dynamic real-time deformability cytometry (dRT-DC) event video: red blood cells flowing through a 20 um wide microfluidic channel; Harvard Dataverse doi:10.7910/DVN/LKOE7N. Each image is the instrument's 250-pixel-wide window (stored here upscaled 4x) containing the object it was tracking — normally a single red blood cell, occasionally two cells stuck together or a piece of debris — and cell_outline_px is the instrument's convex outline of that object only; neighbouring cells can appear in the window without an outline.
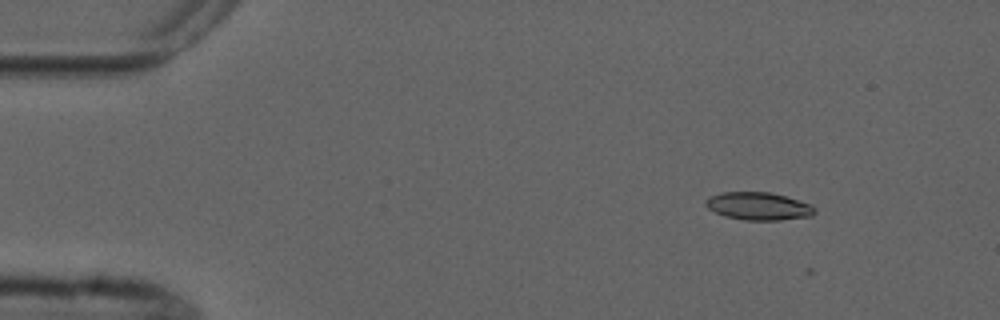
{"species": "common noctule bat (a hibernating species)", "species_latin": "Nyctalus noctula", "temperature_condition": "cold", "stored_images_in_passage": 5, "camera_frame_rate_fps": 3000, "um_per_image_px": 0.085, "animal": {"sex": "male", "forearm_length_mm": 52.5}, "frame": {"image": 1, "passage_image": 2, "time_ms": 1.333, "image_size_px": [1000, 320], "cell_outline_px": [[816, 212], [812, 216], [780, 220], [744, 220], [724, 216], [708, 208], [704, 204], [704, 200], [720, 192], [768, 192], [784, 196], [812, 204], [816, 208]], "centroid_in_image_um": [64.48, 17.53], "position_along_channel_um": 20.5, "area_um2": 17.69}}
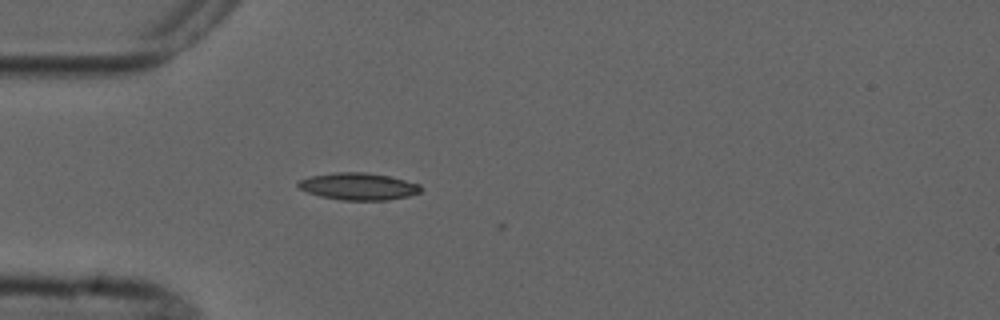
{"frame": {"image": 2, "passage_image": 4, "time_ms": 4.333, "image_size_px": [1000, 320], "cell_outline_px": [[420, 192], [408, 196], [388, 200], [340, 200], [320, 196], [308, 192], [300, 188], [296, 184], [300, 180], [308, 176], [336, 172], [364, 172], [388, 176], [420, 184]], "centroid_in_image_um": [30.43, 15.84], "position_along_channel_um": 54.6, "area_um2": 19.25}}